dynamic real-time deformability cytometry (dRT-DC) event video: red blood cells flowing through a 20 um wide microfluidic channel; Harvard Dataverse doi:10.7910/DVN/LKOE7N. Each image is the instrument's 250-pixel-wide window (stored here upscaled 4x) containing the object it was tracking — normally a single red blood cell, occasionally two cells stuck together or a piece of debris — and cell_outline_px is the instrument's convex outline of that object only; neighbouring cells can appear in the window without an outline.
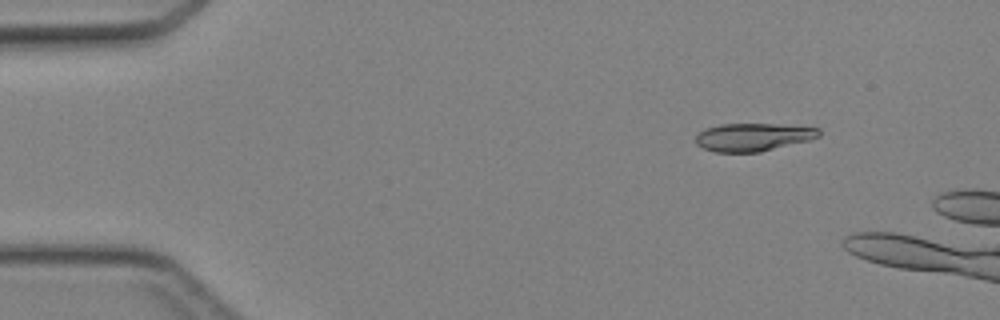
{"species": "Egyptian fruit bat (a non-hibernating species)", "species_latin": "Rousettus aegyptiacus", "temperature_condition": "cold", "stored_images_in_passage": 39, "camera_frame_rate_fps": 3000, "um_per_image_px": 0.085, "animal": {"sex": "female"}, "frame": {"image": 1, "passage_image": 5, "time_ms": 1.333, "image_size_px": [1000, 320], "cell_outline_px": [[820, 136], [808, 140], [760, 152], [716, 152], [704, 148], [696, 144], [696, 136], [700, 132], [708, 128], [720, 124], [780, 124], [820, 128]], "centroid_in_image_um": [64.03, 11.65], "position_along_channel_um": 21.0, "area_um2": 19.88}}
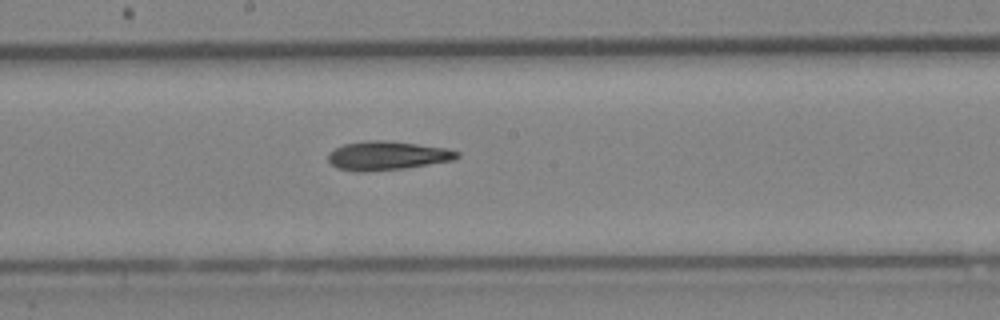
{"frame": {"image": 2, "passage_image": 24, "time_ms": 7.667, "image_size_px": [1000, 320], "cell_outline_px": [[460, 156], [456, 160], [404, 168], [364, 172], [356, 172], [336, 168], [328, 160], [328, 152], [344, 144], [372, 140], [384, 140], [448, 148], [460, 152]], "centroid_in_image_um": [32.93, 13.24], "position_along_channel_um": 215.3, "area_um2": 21.73}}
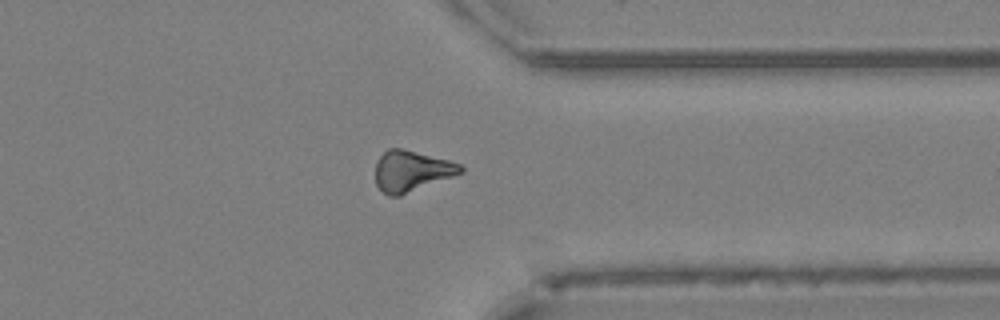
{"frame": {"image": 3, "passage_image": 35, "time_ms": 11.333, "image_size_px": [1000, 320], "cell_outline_px": [[464, 172], [400, 196], [388, 196], [376, 184], [376, 160], [388, 148], [400, 148], [448, 160], [460, 164], [464, 168]], "centroid_in_image_um": [34.97, 14.54], "position_along_channel_um": 376.4, "area_um2": 20.11}}